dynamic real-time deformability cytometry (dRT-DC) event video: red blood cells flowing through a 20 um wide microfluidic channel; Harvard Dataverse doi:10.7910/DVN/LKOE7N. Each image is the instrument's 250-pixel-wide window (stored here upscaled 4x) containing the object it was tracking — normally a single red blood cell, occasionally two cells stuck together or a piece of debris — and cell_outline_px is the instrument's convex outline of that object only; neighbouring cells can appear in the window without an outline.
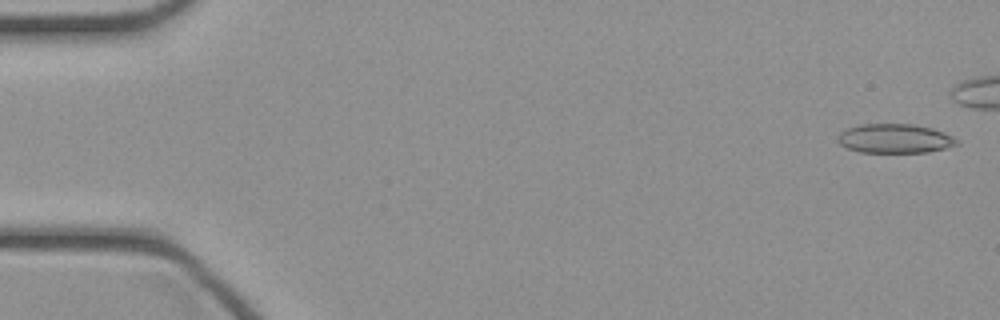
{"species": "common noctule bat (a hibernating species)", "species_latin": "Nyctalus noctula", "temperature_condition": "cold", "stored_images_in_passage": 37, "camera_frame_rate_fps": 3000, "um_per_image_px": 0.085, "animal": {"sex": "female", "body_mass_g": 21.9}, "frame": {"image": 1, "passage_image": 1, "time_ms": 0.0, "image_size_px": [1000, 320], "cell_outline_px": [[960, 144], [928, 152], [860, 152], [848, 148], [840, 144], [836, 140], [836, 136], [840, 132], [848, 128], [860, 124], [912, 124], [932, 128], [944, 132], [960, 140]], "centroid_in_image_um": [76.06, 11.77], "position_along_channel_um": 8.9, "area_um2": 20.35}}
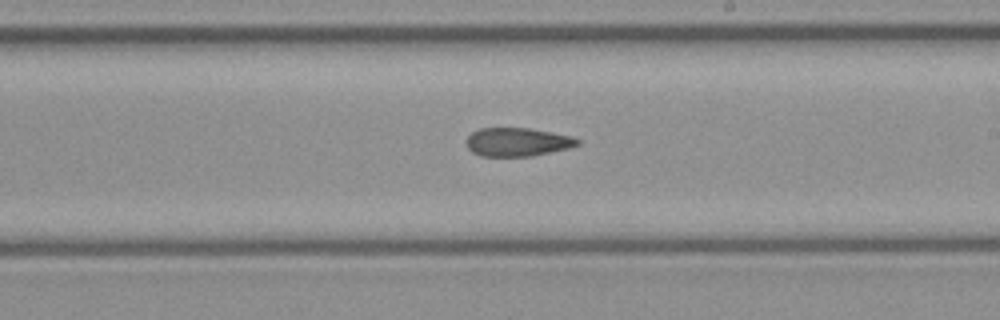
{"frame": {"image": 2, "passage_image": 26, "time_ms": 8.333, "image_size_px": [1000, 320], "cell_outline_px": [[580, 144], [568, 148], [532, 156], [480, 156], [472, 152], [468, 148], [468, 136], [472, 132], [480, 128], [528, 128], [572, 136], [580, 140]], "centroid_in_image_um": [43.99, 12.07], "position_along_channel_um": 245.0, "area_um2": 18.32}}
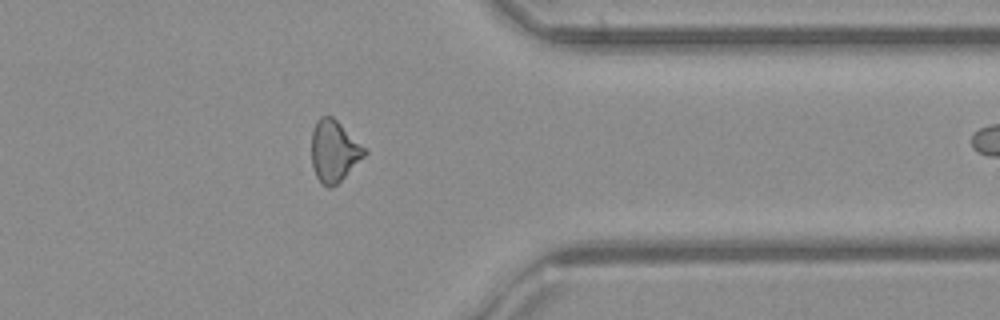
{"frame": {"image": 3, "passage_image": 36, "time_ms": 11.667, "image_size_px": [1000, 320], "cell_outline_px": [[368, 152], [332, 188], [328, 188], [320, 184], [316, 176], [312, 164], [312, 132], [316, 120], [320, 116], [332, 116]], "centroid_in_image_um": [28.35, 12.85], "position_along_channel_um": 383.1, "area_um2": 18.55}}